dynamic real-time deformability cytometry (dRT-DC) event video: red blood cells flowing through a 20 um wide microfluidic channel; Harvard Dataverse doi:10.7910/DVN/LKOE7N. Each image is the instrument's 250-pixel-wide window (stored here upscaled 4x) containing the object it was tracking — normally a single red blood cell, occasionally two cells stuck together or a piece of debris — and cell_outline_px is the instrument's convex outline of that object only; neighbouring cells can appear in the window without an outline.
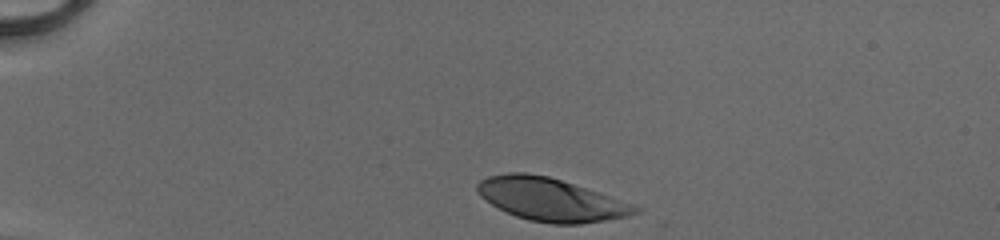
{"species": "human", "species_latin": "Homo sapiens", "temperature_condition": "cold", "stored_images_in_passage": 32, "camera_frame_rate_fps": 3000, "um_per_image_px": 0.085, "donor": {"sex": "male"}, "frame": {"image": 1, "passage_image": 1, "time_ms": 0.0, "image_size_px": [1000, 240], "cell_outline_px": [[644, 208], [640, 212], [628, 216], [580, 224], [552, 224], [528, 220], [516, 216], [492, 204], [480, 196], [476, 188], [476, 184], [480, 180], [488, 176], [508, 172], [528, 172], [548, 176]], "centroid_in_image_um": [46.79, 16.96], "position_along_channel_um": 38.2, "area_um2": 39.07}}
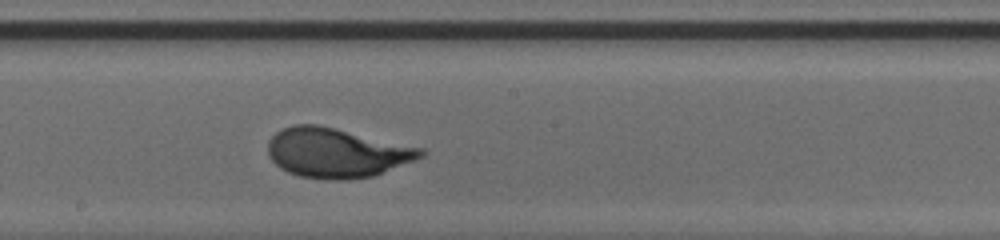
{"frame": {"image": 2, "passage_image": 19, "time_ms": 6.0, "image_size_px": [1000, 240], "cell_outline_px": [[428, 152], [424, 156], [372, 176], [340, 180], [332, 180], [300, 176], [288, 172], [280, 168], [268, 156], [268, 140], [276, 132], [284, 128], [296, 124], [316, 124], [424, 148]], "centroid_in_image_um": [28.6, 12.98], "position_along_channel_um": 219.6, "area_um2": 43.81}}
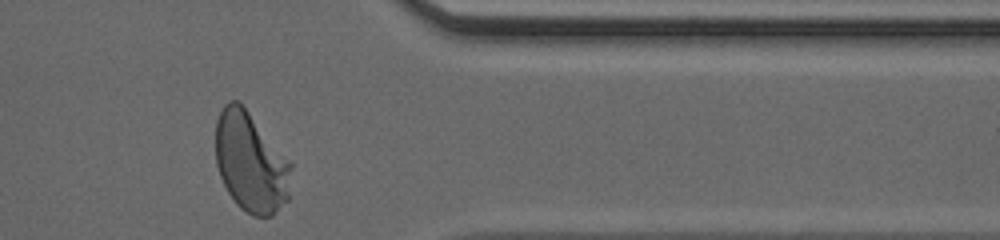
{"frame": {"image": 3, "passage_image": 32, "time_ms": 10.333, "image_size_px": [1000, 240], "cell_outline_px": [[292, 168], [288, 200], [272, 216], [252, 216], [240, 208], [236, 204], [228, 192], [220, 176], [216, 164], [216, 120], [224, 104], [228, 100], [236, 100], [248, 112], [292, 164]], "centroid_in_image_um": [21.3, 13.83], "position_along_channel_um": 390.1, "area_um2": 43.64}, "authors_computed_cell_mechanics": {"area_um2": 42.5119, "velocity_mm_per_s": 4.1209, "shape_relaxation_time_tau1_ms": 3.4368, "shape_relaxation_time_tau2_ms": null, "deformation_change_tau1": 0.1957, "deformation_change_tau2": null}}